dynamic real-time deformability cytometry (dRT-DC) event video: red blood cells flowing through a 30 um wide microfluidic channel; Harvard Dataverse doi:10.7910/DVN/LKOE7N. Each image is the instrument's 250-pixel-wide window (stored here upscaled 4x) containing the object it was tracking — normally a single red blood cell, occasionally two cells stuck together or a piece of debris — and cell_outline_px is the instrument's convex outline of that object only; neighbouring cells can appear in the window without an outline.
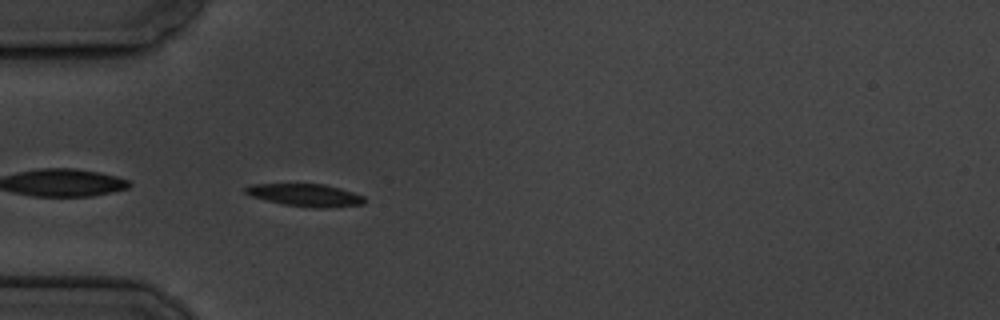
{"species": "common noctule bat (a hibernating species)", "species_latin": "Nyctalus noctula", "temperature_condition": "cold", "stored_images_in_passage": 2, "camera_frame_rate_fps": 3000, "um_per_image_px": 0.085, "animal": {"sex": "male", "body_mass_g": 19.5, "forearm_length_mm": 54.6}, "frame": {"image": 1, "passage_image": 2, "time_ms": 1.0, "image_size_px": [1000, 320], "cell_outline_px": [[368, 200], [364, 204], [324, 208], [316, 208], [284, 204], [252, 196], [244, 192], [244, 188], [252, 184], [324, 184], [340, 188], [364, 196]], "centroid_in_image_um": [26.01, 16.58], "position_along_channel_um": 59.0, "area_um2": 15.49}}